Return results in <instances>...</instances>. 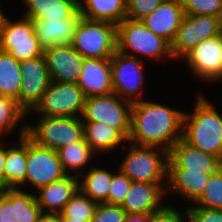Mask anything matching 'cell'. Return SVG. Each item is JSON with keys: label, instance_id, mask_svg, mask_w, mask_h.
Masks as SVG:
<instances>
[{"label": "cell", "instance_id": "obj_1", "mask_svg": "<svg viewBox=\"0 0 222 222\" xmlns=\"http://www.w3.org/2000/svg\"><path fill=\"white\" fill-rule=\"evenodd\" d=\"M184 113L155 101L134 102L128 142L160 147L169 152L182 139Z\"/></svg>", "mask_w": 222, "mask_h": 222}, {"label": "cell", "instance_id": "obj_2", "mask_svg": "<svg viewBox=\"0 0 222 222\" xmlns=\"http://www.w3.org/2000/svg\"><path fill=\"white\" fill-rule=\"evenodd\" d=\"M191 114L184 113L182 139L192 147L222 158V114L205 98L197 96Z\"/></svg>", "mask_w": 222, "mask_h": 222}, {"label": "cell", "instance_id": "obj_3", "mask_svg": "<svg viewBox=\"0 0 222 222\" xmlns=\"http://www.w3.org/2000/svg\"><path fill=\"white\" fill-rule=\"evenodd\" d=\"M117 51L140 60V54L157 61L163 58L174 60L171 45L150 31L141 20L126 18L117 25Z\"/></svg>", "mask_w": 222, "mask_h": 222}, {"label": "cell", "instance_id": "obj_4", "mask_svg": "<svg viewBox=\"0 0 222 222\" xmlns=\"http://www.w3.org/2000/svg\"><path fill=\"white\" fill-rule=\"evenodd\" d=\"M127 154L118 165L133 182L167 183L169 152L155 146L128 144ZM160 153V154H159Z\"/></svg>", "mask_w": 222, "mask_h": 222}, {"label": "cell", "instance_id": "obj_5", "mask_svg": "<svg viewBox=\"0 0 222 222\" xmlns=\"http://www.w3.org/2000/svg\"><path fill=\"white\" fill-rule=\"evenodd\" d=\"M71 46L84 58H111L117 51V25L81 17Z\"/></svg>", "mask_w": 222, "mask_h": 222}, {"label": "cell", "instance_id": "obj_6", "mask_svg": "<svg viewBox=\"0 0 222 222\" xmlns=\"http://www.w3.org/2000/svg\"><path fill=\"white\" fill-rule=\"evenodd\" d=\"M37 145L58 150L84 138L81 117L39 116L36 124L27 123V134Z\"/></svg>", "mask_w": 222, "mask_h": 222}, {"label": "cell", "instance_id": "obj_7", "mask_svg": "<svg viewBox=\"0 0 222 222\" xmlns=\"http://www.w3.org/2000/svg\"><path fill=\"white\" fill-rule=\"evenodd\" d=\"M86 96L77 83L51 81L41 100L27 113L49 117H82Z\"/></svg>", "mask_w": 222, "mask_h": 222}, {"label": "cell", "instance_id": "obj_8", "mask_svg": "<svg viewBox=\"0 0 222 222\" xmlns=\"http://www.w3.org/2000/svg\"><path fill=\"white\" fill-rule=\"evenodd\" d=\"M0 50L22 61L43 55L44 49L36 37L32 20L23 17L12 21L2 14L0 24Z\"/></svg>", "mask_w": 222, "mask_h": 222}, {"label": "cell", "instance_id": "obj_9", "mask_svg": "<svg viewBox=\"0 0 222 222\" xmlns=\"http://www.w3.org/2000/svg\"><path fill=\"white\" fill-rule=\"evenodd\" d=\"M132 102L115 93L86 98L83 121L103 122L118 129L127 139L131 131Z\"/></svg>", "mask_w": 222, "mask_h": 222}, {"label": "cell", "instance_id": "obj_10", "mask_svg": "<svg viewBox=\"0 0 222 222\" xmlns=\"http://www.w3.org/2000/svg\"><path fill=\"white\" fill-rule=\"evenodd\" d=\"M67 175L56 150L39 146L27 136L26 178L21 187L40 189Z\"/></svg>", "mask_w": 222, "mask_h": 222}, {"label": "cell", "instance_id": "obj_11", "mask_svg": "<svg viewBox=\"0 0 222 222\" xmlns=\"http://www.w3.org/2000/svg\"><path fill=\"white\" fill-rule=\"evenodd\" d=\"M222 33V19L212 15H184L178 28L171 53L176 60L182 59L188 52L207 38Z\"/></svg>", "mask_w": 222, "mask_h": 222}, {"label": "cell", "instance_id": "obj_12", "mask_svg": "<svg viewBox=\"0 0 222 222\" xmlns=\"http://www.w3.org/2000/svg\"><path fill=\"white\" fill-rule=\"evenodd\" d=\"M143 66L142 60L116 51L111 57L114 93L132 103L143 100Z\"/></svg>", "mask_w": 222, "mask_h": 222}, {"label": "cell", "instance_id": "obj_13", "mask_svg": "<svg viewBox=\"0 0 222 222\" xmlns=\"http://www.w3.org/2000/svg\"><path fill=\"white\" fill-rule=\"evenodd\" d=\"M182 59L201 80L209 83L222 80V33L205 39Z\"/></svg>", "mask_w": 222, "mask_h": 222}, {"label": "cell", "instance_id": "obj_14", "mask_svg": "<svg viewBox=\"0 0 222 222\" xmlns=\"http://www.w3.org/2000/svg\"><path fill=\"white\" fill-rule=\"evenodd\" d=\"M20 71L19 105L28 113L41 100L52 80L44 54L20 61Z\"/></svg>", "mask_w": 222, "mask_h": 222}, {"label": "cell", "instance_id": "obj_15", "mask_svg": "<svg viewBox=\"0 0 222 222\" xmlns=\"http://www.w3.org/2000/svg\"><path fill=\"white\" fill-rule=\"evenodd\" d=\"M168 169H189L213 175L222 170V158L194 148L180 139L169 151Z\"/></svg>", "mask_w": 222, "mask_h": 222}, {"label": "cell", "instance_id": "obj_16", "mask_svg": "<svg viewBox=\"0 0 222 222\" xmlns=\"http://www.w3.org/2000/svg\"><path fill=\"white\" fill-rule=\"evenodd\" d=\"M47 69L52 81L77 83L84 57L71 45L52 46L44 49Z\"/></svg>", "mask_w": 222, "mask_h": 222}, {"label": "cell", "instance_id": "obj_17", "mask_svg": "<svg viewBox=\"0 0 222 222\" xmlns=\"http://www.w3.org/2000/svg\"><path fill=\"white\" fill-rule=\"evenodd\" d=\"M184 15L182 0H164L141 21L150 31L172 45Z\"/></svg>", "mask_w": 222, "mask_h": 222}, {"label": "cell", "instance_id": "obj_18", "mask_svg": "<svg viewBox=\"0 0 222 222\" xmlns=\"http://www.w3.org/2000/svg\"><path fill=\"white\" fill-rule=\"evenodd\" d=\"M77 84L87 98L114 93L111 58H85Z\"/></svg>", "mask_w": 222, "mask_h": 222}, {"label": "cell", "instance_id": "obj_19", "mask_svg": "<svg viewBox=\"0 0 222 222\" xmlns=\"http://www.w3.org/2000/svg\"><path fill=\"white\" fill-rule=\"evenodd\" d=\"M166 186L167 183L132 182L121 207L127 214H151L160 210L164 206Z\"/></svg>", "mask_w": 222, "mask_h": 222}, {"label": "cell", "instance_id": "obj_20", "mask_svg": "<svg viewBox=\"0 0 222 222\" xmlns=\"http://www.w3.org/2000/svg\"><path fill=\"white\" fill-rule=\"evenodd\" d=\"M81 17L78 12L74 17L30 20L33 22L40 46L46 49L52 46L71 45Z\"/></svg>", "mask_w": 222, "mask_h": 222}, {"label": "cell", "instance_id": "obj_21", "mask_svg": "<svg viewBox=\"0 0 222 222\" xmlns=\"http://www.w3.org/2000/svg\"><path fill=\"white\" fill-rule=\"evenodd\" d=\"M78 190L79 179L70 174L38 189L35 198L43 213L60 214Z\"/></svg>", "mask_w": 222, "mask_h": 222}, {"label": "cell", "instance_id": "obj_22", "mask_svg": "<svg viewBox=\"0 0 222 222\" xmlns=\"http://www.w3.org/2000/svg\"><path fill=\"white\" fill-rule=\"evenodd\" d=\"M19 129L18 146L7 147L4 165V185L7 188H19L25 182L27 162V123H23Z\"/></svg>", "mask_w": 222, "mask_h": 222}, {"label": "cell", "instance_id": "obj_23", "mask_svg": "<svg viewBox=\"0 0 222 222\" xmlns=\"http://www.w3.org/2000/svg\"><path fill=\"white\" fill-rule=\"evenodd\" d=\"M210 175L189 169H168L166 192H177L194 203L202 194Z\"/></svg>", "mask_w": 222, "mask_h": 222}, {"label": "cell", "instance_id": "obj_24", "mask_svg": "<svg viewBox=\"0 0 222 222\" xmlns=\"http://www.w3.org/2000/svg\"><path fill=\"white\" fill-rule=\"evenodd\" d=\"M84 140L96 153H107L114 151L117 146L128 139L116 128L103 122L83 121ZM106 151V152H105Z\"/></svg>", "mask_w": 222, "mask_h": 222}, {"label": "cell", "instance_id": "obj_25", "mask_svg": "<svg viewBox=\"0 0 222 222\" xmlns=\"http://www.w3.org/2000/svg\"><path fill=\"white\" fill-rule=\"evenodd\" d=\"M27 10L24 17L29 19H60L74 17L79 5L74 0H22Z\"/></svg>", "mask_w": 222, "mask_h": 222}, {"label": "cell", "instance_id": "obj_26", "mask_svg": "<svg viewBox=\"0 0 222 222\" xmlns=\"http://www.w3.org/2000/svg\"><path fill=\"white\" fill-rule=\"evenodd\" d=\"M78 5L82 17L89 20L118 25L126 19L127 0H82Z\"/></svg>", "mask_w": 222, "mask_h": 222}, {"label": "cell", "instance_id": "obj_27", "mask_svg": "<svg viewBox=\"0 0 222 222\" xmlns=\"http://www.w3.org/2000/svg\"><path fill=\"white\" fill-rule=\"evenodd\" d=\"M112 176L113 173L109 172L108 169L91 166L88 172H82L78 176L79 190L97 203L109 204V190Z\"/></svg>", "mask_w": 222, "mask_h": 222}, {"label": "cell", "instance_id": "obj_28", "mask_svg": "<svg viewBox=\"0 0 222 222\" xmlns=\"http://www.w3.org/2000/svg\"><path fill=\"white\" fill-rule=\"evenodd\" d=\"M21 80L20 61L0 50V95L13 98L19 104Z\"/></svg>", "mask_w": 222, "mask_h": 222}, {"label": "cell", "instance_id": "obj_29", "mask_svg": "<svg viewBox=\"0 0 222 222\" xmlns=\"http://www.w3.org/2000/svg\"><path fill=\"white\" fill-rule=\"evenodd\" d=\"M57 152L64 171L68 175H73L72 173H74V176L77 177L80 175L82 168L85 169V165L89 161L91 162L93 156L96 154L84 138L79 142L58 149Z\"/></svg>", "mask_w": 222, "mask_h": 222}, {"label": "cell", "instance_id": "obj_30", "mask_svg": "<svg viewBox=\"0 0 222 222\" xmlns=\"http://www.w3.org/2000/svg\"><path fill=\"white\" fill-rule=\"evenodd\" d=\"M25 117L27 112L16 100L0 95V138L14 131Z\"/></svg>", "mask_w": 222, "mask_h": 222}, {"label": "cell", "instance_id": "obj_31", "mask_svg": "<svg viewBox=\"0 0 222 222\" xmlns=\"http://www.w3.org/2000/svg\"><path fill=\"white\" fill-rule=\"evenodd\" d=\"M98 203L80 190L69 200L60 213L61 219H82L91 221Z\"/></svg>", "mask_w": 222, "mask_h": 222}, {"label": "cell", "instance_id": "obj_32", "mask_svg": "<svg viewBox=\"0 0 222 222\" xmlns=\"http://www.w3.org/2000/svg\"><path fill=\"white\" fill-rule=\"evenodd\" d=\"M201 196L195 201L197 207L222 210V170L210 175Z\"/></svg>", "mask_w": 222, "mask_h": 222}, {"label": "cell", "instance_id": "obj_33", "mask_svg": "<svg viewBox=\"0 0 222 222\" xmlns=\"http://www.w3.org/2000/svg\"><path fill=\"white\" fill-rule=\"evenodd\" d=\"M42 214L35 194L17 188V222H38Z\"/></svg>", "mask_w": 222, "mask_h": 222}, {"label": "cell", "instance_id": "obj_34", "mask_svg": "<svg viewBox=\"0 0 222 222\" xmlns=\"http://www.w3.org/2000/svg\"><path fill=\"white\" fill-rule=\"evenodd\" d=\"M185 15H212L222 19V0H182Z\"/></svg>", "mask_w": 222, "mask_h": 222}, {"label": "cell", "instance_id": "obj_35", "mask_svg": "<svg viewBox=\"0 0 222 222\" xmlns=\"http://www.w3.org/2000/svg\"><path fill=\"white\" fill-rule=\"evenodd\" d=\"M132 180L119 168L117 173L112 176L111 187L109 190V204L122 205L127 196Z\"/></svg>", "mask_w": 222, "mask_h": 222}, {"label": "cell", "instance_id": "obj_36", "mask_svg": "<svg viewBox=\"0 0 222 222\" xmlns=\"http://www.w3.org/2000/svg\"><path fill=\"white\" fill-rule=\"evenodd\" d=\"M126 216L121 205L98 203L91 222H125Z\"/></svg>", "mask_w": 222, "mask_h": 222}, {"label": "cell", "instance_id": "obj_37", "mask_svg": "<svg viewBox=\"0 0 222 222\" xmlns=\"http://www.w3.org/2000/svg\"><path fill=\"white\" fill-rule=\"evenodd\" d=\"M0 222H17V188L0 195Z\"/></svg>", "mask_w": 222, "mask_h": 222}, {"label": "cell", "instance_id": "obj_38", "mask_svg": "<svg viewBox=\"0 0 222 222\" xmlns=\"http://www.w3.org/2000/svg\"><path fill=\"white\" fill-rule=\"evenodd\" d=\"M164 0H127L126 18L141 20L151 14Z\"/></svg>", "mask_w": 222, "mask_h": 222}, {"label": "cell", "instance_id": "obj_39", "mask_svg": "<svg viewBox=\"0 0 222 222\" xmlns=\"http://www.w3.org/2000/svg\"><path fill=\"white\" fill-rule=\"evenodd\" d=\"M175 208L176 207L174 206L172 207L170 205L164 204V206L160 210H157L151 213L150 222H186V221H189L187 208H185L184 212H181Z\"/></svg>", "mask_w": 222, "mask_h": 222}, {"label": "cell", "instance_id": "obj_40", "mask_svg": "<svg viewBox=\"0 0 222 222\" xmlns=\"http://www.w3.org/2000/svg\"><path fill=\"white\" fill-rule=\"evenodd\" d=\"M188 222H222V210L194 207L187 208Z\"/></svg>", "mask_w": 222, "mask_h": 222}, {"label": "cell", "instance_id": "obj_41", "mask_svg": "<svg viewBox=\"0 0 222 222\" xmlns=\"http://www.w3.org/2000/svg\"><path fill=\"white\" fill-rule=\"evenodd\" d=\"M151 214H127L125 222H150Z\"/></svg>", "mask_w": 222, "mask_h": 222}, {"label": "cell", "instance_id": "obj_42", "mask_svg": "<svg viewBox=\"0 0 222 222\" xmlns=\"http://www.w3.org/2000/svg\"><path fill=\"white\" fill-rule=\"evenodd\" d=\"M5 158H6V143H2L0 141V179L4 183V165H5Z\"/></svg>", "mask_w": 222, "mask_h": 222}, {"label": "cell", "instance_id": "obj_43", "mask_svg": "<svg viewBox=\"0 0 222 222\" xmlns=\"http://www.w3.org/2000/svg\"><path fill=\"white\" fill-rule=\"evenodd\" d=\"M38 222H61L60 214L43 213Z\"/></svg>", "mask_w": 222, "mask_h": 222}, {"label": "cell", "instance_id": "obj_44", "mask_svg": "<svg viewBox=\"0 0 222 222\" xmlns=\"http://www.w3.org/2000/svg\"><path fill=\"white\" fill-rule=\"evenodd\" d=\"M61 222H91L82 219H61Z\"/></svg>", "mask_w": 222, "mask_h": 222}, {"label": "cell", "instance_id": "obj_45", "mask_svg": "<svg viewBox=\"0 0 222 222\" xmlns=\"http://www.w3.org/2000/svg\"><path fill=\"white\" fill-rule=\"evenodd\" d=\"M7 187L4 185L3 181L0 179V195H3Z\"/></svg>", "mask_w": 222, "mask_h": 222}, {"label": "cell", "instance_id": "obj_46", "mask_svg": "<svg viewBox=\"0 0 222 222\" xmlns=\"http://www.w3.org/2000/svg\"><path fill=\"white\" fill-rule=\"evenodd\" d=\"M4 12H3V10H2V8H1V6H0V14H3Z\"/></svg>", "mask_w": 222, "mask_h": 222}, {"label": "cell", "instance_id": "obj_47", "mask_svg": "<svg viewBox=\"0 0 222 222\" xmlns=\"http://www.w3.org/2000/svg\"><path fill=\"white\" fill-rule=\"evenodd\" d=\"M75 2H77L78 4L81 2V0H74Z\"/></svg>", "mask_w": 222, "mask_h": 222}]
</instances>
